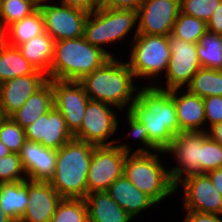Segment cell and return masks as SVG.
Wrapping results in <instances>:
<instances>
[{"label":"cell","instance_id":"19","mask_svg":"<svg viewBox=\"0 0 222 222\" xmlns=\"http://www.w3.org/2000/svg\"><path fill=\"white\" fill-rule=\"evenodd\" d=\"M19 156L28 180L42 182L51 180L56 168L57 150L26 140Z\"/></svg>","mask_w":222,"mask_h":222},{"label":"cell","instance_id":"13","mask_svg":"<svg viewBox=\"0 0 222 222\" xmlns=\"http://www.w3.org/2000/svg\"><path fill=\"white\" fill-rule=\"evenodd\" d=\"M44 31L54 41L75 39L84 36V25L89 13L71 6L47 4L39 9Z\"/></svg>","mask_w":222,"mask_h":222},{"label":"cell","instance_id":"5","mask_svg":"<svg viewBox=\"0 0 222 222\" xmlns=\"http://www.w3.org/2000/svg\"><path fill=\"white\" fill-rule=\"evenodd\" d=\"M123 174L156 204L175 193L169 171L156 153H127Z\"/></svg>","mask_w":222,"mask_h":222},{"label":"cell","instance_id":"3","mask_svg":"<svg viewBox=\"0 0 222 222\" xmlns=\"http://www.w3.org/2000/svg\"><path fill=\"white\" fill-rule=\"evenodd\" d=\"M95 147L72 138L57 150L56 168L49 183L62 198L84 199L88 194L87 175Z\"/></svg>","mask_w":222,"mask_h":222},{"label":"cell","instance_id":"16","mask_svg":"<svg viewBox=\"0 0 222 222\" xmlns=\"http://www.w3.org/2000/svg\"><path fill=\"white\" fill-rule=\"evenodd\" d=\"M24 132L26 140L40 143L44 147L54 150H58L74 138L63 115L54 106L49 112L25 127Z\"/></svg>","mask_w":222,"mask_h":222},{"label":"cell","instance_id":"47","mask_svg":"<svg viewBox=\"0 0 222 222\" xmlns=\"http://www.w3.org/2000/svg\"><path fill=\"white\" fill-rule=\"evenodd\" d=\"M11 151L0 141V158L7 156Z\"/></svg>","mask_w":222,"mask_h":222},{"label":"cell","instance_id":"2","mask_svg":"<svg viewBox=\"0 0 222 222\" xmlns=\"http://www.w3.org/2000/svg\"><path fill=\"white\" fill-rule=\"evenodd\" d=\"M134 79L135 76L128 63L111 57L100 68L85 75L79 82L90 100L116 106L118 110H122L129 103L128 111H130L138 95L137 92L133 93L139 90L134 85Z\"/></svg>","mask_w":222,"mask_h":222},{"label":"cell","instance_id":"35","mask_svg":"<svg viewBox=\"0 0 222 222\" xmlns=\"http://www.w3.org/2000/svg\"><path fill=\"white\" fill-rule=\"evenodd\" d=\"M222 167V145L209 136L201 144V173Z\"/></svg>","mask_w":222,"mask_h":222},{"label":"cell","instance_id":"29","mask_svg":"<svg viewBox=\"0 0 222 222\" xmlns=\"http://www.w3.org/2000/svg\"><path fill=\"white\" fill-rule=\"evenodd\" d=\"M186 86L190 93L201 98L222 96V70L201 67Z\"/></svg>","mask_w":222,"mask_h":222},{"label":"cell","instance_id":"37","mask_svg":"<svg viewBox=\"0 0 222 222\" xmlns=\"http://www.w3.org/2000/svg\"><path fill=\"white\" fill-rule=\"evenodd\" d=\"M127 120L129 124V128L131 129L130 132L132 131L131 135H134L135 138L140 140V142L145 145L146 149L141 147L138 148L137 150L133 151L132 153H151L149 151L152 149L155 152H160V153H165V151H160L158 150L150 141H149V136L147 133V130H145V125H143L130 111H127ZM149 149V150H147Z\"/></svg>","mask_w":222,"mask_h":222},{"label":"cell","instance_id":"17","mask_svg":"<svg viewBox=\"0 0 222 222\" xmlns=\"http://www.w3.org/2000/svg\"><path fill=\"white\" fill-rule=\"evenodd\" d=\"M47 81V74L36 70L33 74L18 76L1 83L0 105L4 110L5 116L11 117Z\"/></svg>","mask_w":222,"mask_h":222},{"label":"cell","instance_id":"32","mask_svg":"<svg viewBox=\"0 0 222 222\" xmlns=\"http://www.w3.org/2000/svg\"><path fill=\"white\" fill-rule=\"evenodd\" d=\"M35 10L31 0H0V23L7 28Z\"/></svg>","mask_w":222,"mask_h":222},{"label":"cell","instance_id":"48","mask_svg":"<svg viewBox=\"0 0 222 222\" xmlns=\"http://www.w3.org/2000/svg\"><path fill=\"white\" fill-rule=\"evenodd\" d=\"M45 1H50V0H31L32 4L34 5V7L36 9H40V8H42L44 6H47V4L44 3Z\"/></svg>","mask_w":222,"mask_h":222},{"label":"cell","instance_id":"24","mask_svg":"<svg viewBox=\"0 0 222 222\" xmlns=\"http://www.w3.org/2000/svg\"><path fill=\"white\" fill-rule=\"evenodd\" d=\"M54 39L45 31L17 46L23 57L37 70L49 74L53 59Z\"/></svg>","mask_w":222,"mask_h":222},{"label":"cell","instance_id":"43","mask_svg":"<svg viewBox=\"0 0 222 222\" xmlns=\"http://www.w3.org/2000/svg\"><path fill=\"white\" fill-rule=\"evenodd\" d=\"M206 174L210 177L212 183L222 195V167L209 171Z\"/></svg>","mask_w":222,"mask_h":222},{"label":"cell","instance_id":"39","mask_svg":"<svg viewBox=\"0 0 222 222\" xmlns=\"http://www.w3.org/2000/svg\"><path fill=\"white\" fill-rule=\"evenodd\" d=\"M187 214L183 222H222L221 216L214 213L196 212L186 210Z\"/></svg>","mask_w":222,"mask_h":222},{"label":"cell","instance_id":"40","mask_svg":"<svg viewBox=\"0 0 222 222\" xmlns=\"http://www.w3.org/2000/svg\"><path fill=\"white\" fill-rule=\"evenodd\" d=\"M144 0H108L104 5L113 9H125L138 11Z\"/></svg>","mask_w":222,"mask_h":222},{"label":"cell","instance_id":"12","mask_svg":"<svg viewBox=\"0 0 222 222\" xmlns=\"http://www.w3.org/2000/svg\"><path fill=\"white\" fill-rule=\"evenodd\" d=\"M180 13V0H144L137 11V34L169 36Z\"/></svg>","mask_w":222,"mask_h":222},{"label":"cell","instance_id":"42","mask_svg":"<svg viewBox=\"0 0 222 222\" xmlns=\"http://www.w3.org/2000/svg\"><path fill=\"white\" fill-rule=\"evenodd\" d=\"M63 5L71 6L92 13L100 6L94 0H61Z\"/></svg>","mask_w":222,"mask_h":222},{"label":"cell","instance_id":"44","mask_svg":"<svg viewBox=\"0 0 222 222\" xmlns=\"http://www.w3.org/2000/svg\"><path fill=\"white\" fill-rule=\"evenodd\" d=\"M210 130H207L208 136L222 145V122L213 125Z\"/></svg>","mask_w":222,"mask_h":222},{"label":"cell","instance_id":"8","mask_svg":"<svg viewBox=\"0 0 222 222\" xmlns=\"http://www.w3.org/2000/svg\"><path fill=\"white\" fill-rule=\"evenodd\" d=\"M127 153H131L128 144L93 149L87 175L88 193L107 191L112 182L123 175Z\"/></svg>","mask_w":222,"mask_h":222},{"label":"cell","instance_id":"15","mask_svg":"<svg viewBox=\"0 0 222 222\" xmlns=\"http://www.w3.org/2000/svg\"><path fill=\"white\" fill-rule=\"evenodd\" d=\"M183 184L184 210L222 215V195L218 192L206 173L193 174L177 183Z\"/></svg>","mask_w":222,"mask_h":222},{"label":"cell","instance_id":"26","mask_svg":"<svg viewBox=\"0 0 222 222\" xmlns=\"http://www.w3.org/2000/svg\"><path fill=\"white\" fill-rule=\"evenodd\" d=\"M36 70L17 47L6 43L0 49V84L18 76L33 74Z\"/></svg>","mask_w":222,"mask_h":222},{"label":"cell","instance_id":"31","mask_svg":"<svg viewBox=\"0 0 222 222\" xmlns=\"http://www.w3.org/2000/svg\"><path fill=\"white\" fill-rule=\"evenodd\" d=\"M50 222H89L85 200L62 198Z\"/></svg>","mask_w":222,"mask_h":222},{"label":"cell","instance_id":"1","mask_svg":"<svg viewBox=\"0 0 222 222\" xmlns=\"http://www.w3.org/2000/svg\"><path fill=\"white\" fill-rule=\"evenodd\" d=\"M137 100L130 112L147 130L149 141L160 151H165L172 139L180 133L174 100L170 90H162L154 85L138 90Z\"/></svg>","mask_w":222,"mask_h":222},{"label":"cell","instance_id":"38","mask_svg":"<svg viewBox=\"0 0 222 222\" xmlns=\"http://www.w3.org/2000/svg\"><path fill=\"white\" fill-rule=\"evenodd\" d=\"M205 123L210 124L209 127L222 122V96H209L203 98ZM207 121V122H206Z\"/></svg>","mask_w":222,"mask_h":222},{"label":"cell","instance_id":"10","mask_svg":"<svg viewBox=\"0 0 222 222\" xmlns=\"http://www.w3.org/2000/svg\"><path fill=\"white\" fill-rule=\"evenodd\" d=\"M208 137L207 131L178 133L165 153L175 156L178 165L169 170L172 183L176 186L183 179L201 173V144Z\"/></svg>","mask_w":222,"mask_h":222},{"label":"cell","instance_id":"33","mask_svg":"<svg viewBox=\"0 0 222 222\" xmlns=\"http://www.w3.org/2000/svg\"><path fill=\"white\" fill-rule=\"evenodd\" d=\"M0 141L12 153H19L26 141L24 129L11 117H7L0 125Z\"/></svg>","mask_w":222,"mask_h":222},{"label":"cell","instance_id":"11","mask_svg":"<svg viewBox=\"0 0 222 222\" xmlns=\"http://www.w3.org/2000/svg\"><path fill=\"white\" fill-rule=\"evenodd\" d=\"M171 56L166 74V88L156 86L162 90H173L188 85L192 77L201 68L197 54V43H190L169 35Z\"/></svg>","mask_w":222,"mask_h":222},{"label":"cell","instance_id":"18","mask_svg":"<svg viewBox=\"0 0 222 222\" xmlns=\"http://www.w3.org/2000/svg\"><path fill=\"white\" fill-rule=\"evenodd\" d=\"M61 200L49 182L28 180V204L19 222H50Z\"/></svg>","mask_w":222,"mask_h":222},{"label":"cell","instance_id":"7","mask_svg":"<svg viewBox=\"0 0 222 222\" xmlns=\"http://www.w3.org/2000/svg\"><path fill=\"white\" fill-rule=\"evenodd\" d=\"M132 44L127 63L135 78H155L167 71L171 56L169 36L137 34Z\"/></svg>","mask_w":222,"mask_h":222},{"label":"cell","instance_id":"20","mask_svg":"<svg viewBox=\"0 0 222 222\" xmlns=\"http://www.w3.org/2000/svg\"><path fill=\"white\" fill-rule=\"evenodd\" d=\"M178 90L180 89L170 90V96L174 100L180 132L205 131L202 129L205 123L203 98L188 90L182 96H178Z\"/></svg>","mask_w":222,"mask_h":222},{"label":"cell","instance_id":"30","mask_svg":"<svg viewBox=\"0 0 222 222\" xmlns=\"http://www.w3.org/2000/svg\"><path fill=\"white\" fill-rule=\"evenodd\" d=\"M206 31L207 24L205 21L180 12L173 25L171 35L190 43H198Z\"/></svg>","mask_w":222,"mask_h":222},{"label":"cell","instance_id":"9","mask_svg":"<svg viewBox=\"0 0 222 222\" xmlns=\"http://www.w3.org/2000/svg\"><path fill=\"white\" fill-rule=\"evenodd\" d=\"M110 106L104 102L89 100L80 129L74 134V138L96 147L116 145L118 141L115 139L106 142L118 128L115 111Z\"/></svg>","mask_w":222,"mask_h":222},{"label":"cell","instance_id":"50","mask_svg":"<svg viewBox=\"0 0 222 222\" xmlns=\"http://www.w3.org/2000/svg\"><path fill=\"white\" fill-rule=\"evenodd\" d=\"M99 6H104L108 0H94Z\"/></svg>","mask_w":222,"mask_h":222},{"label":"cell","instance_id":"23","mask_svg":"<svg viewBox=\"0 0 222 222\" xmlns=\"http://www.w3.org/2000/svg\"><path fill=\"white\" fill-rule=\"evenodd\" d=\"M53 106V90L51 82L48 80L26 100L11 118L24 129L41 115L49 112Z\"/></svg>","mask_w":222,"mask_h":222},{"label":"cell","instance_id":"46","mask_svg":"<svg viewBox=\"0 0 222 222\" xmlns=\"http://www.w3.org/2000/svg\"><path fill=\"white\" fill-rule=\"evenodd\" d=\"M0 222H15L9 215H7L0 207Z\"/></svg>","mask_w":222,"mask_h":222},{"label":"cell","instance_id":"4","mask_svg":"<svg viewBox=\"0 0 222 222\" xmlns=\"http://www.w3.org/2000/svg\"><path fill=\"white\" fill-rule=\"evenodd\" d=\"M111 57L99 47L91 45L84 36L55 41L48 79L80 81L100 68Z\"/></svg>","mask_w":222,"mask_h":222},{"label":"cell","instance_id":"27","mask_svg":"<svg viewBox=\"0 0 222 222\" xmlns=\"http://www.w3.org/2000/svg\"><path fill=\"white\" fill-rule=\"evenodd\" d=\"M44 32L43 17L39 9L6 28L7 44L17 47ZM10 38V39H9Z\"/></svg>","mask_w":222,"mask_h":222},{"label":"cell","instance_id":"25","mask_svg":"<svg viewBox=\"0 0 222 222\" xmlns=\"http://www.w3.org/2000/svg\"><path fill=\"white\" fill-rule=\"evenodd\" d=\"M28 204V179L0 183V207L15 222H19Z\"/></svg>","mask_w":222,"mask_h":222},{"label":"cell","instance_id":"49","mask_svg":"<svg viewBox=\"0 0 222 222\" xmlns=\"http://www.w3.org/2000/svg\"><path fill=\"white\" fill-rule=\"evenodd\" d=\"M7 117L5 116L4 110L2 108V106L0 105V125L2 124V122L6 119Z\"/></svg>","mask_w":222,"mask_h":222},{"label":"cell","instance_id":"36","mask_svg":"<svg viewBox=\"0 0 222 222\" xmlns=\"http://www.w3.org/2000/svg\"><path fill=\"white\" fill-rule=\"evenodd\" d=\"M220 2L221 0H180V12L207 23Z\"/></svg>","mask_w":222,"mask_h":222},{"label":"cell","instance_id":"41","mask_svg":"<svg viewBox=\"0 0 222 222\" xmlns=\"http://www.w3.org/2000/svg\"><path fill=\"white\" fill-rule=\"evenodd\" d=\"M206 24L207 30L222 35V0Z\"/></svg>","mask_w":222,"mask_h":222},{"label":"cell","instance_id":"6","mask_svg":"<svg viewBox=\"0 0 222 222\" xmlns=\"http://www.w3.org/2000/svg\"><path fill=\"white\" fill-rule=\"evenodd\" d=\"M137 11L113 9L100 6L89 13L84 25V38L91 45L103 49L110 57H114L102 47L103 44L120 41L129 34L137 23Z\"/></svg>","mask_w":222,"mask_h":222},{"label":"cell","instance_id":"21","mask_svg":"<svg viewBox=\"0 0 222 222\" xmlns=\"http://www.w3.org/2000/svg\"><path fill=\"white\" fill-rule=\"evenodd\" d=\"M106 192L132 218L146 208L156 205L149 196L138 190L124 174L114 180Z\"/></svg>","mask_w":222,"mask_h":222},{"label":"cell","instance_id":"28","mask_svg":"<svg viewBox=\"0 0 222 222\" xmlns=\"http://www.w3.org/2000/svg\"><path fill=\"white\" fill-rule=\"evenodd\" d=\"M197 54L202 68L222 70V35L207 30L197 43Z\"/></svg>","mask_w":222,"mask_h":222},{"label":"cell","instance_id":"34","mask_svg":"<svg viewBox=\"0 0 222 222\" xmlns=\"http://www.w3.org/2000/svg\"><path fill=\"white\" fill-rule=\"evenodd\" d=\"M25 175L24 177L22 176ZM27 180L19 153H10L0 158V183Z\"/></svg>","mask_w":222,"mask_h":222},{"label":"cell","instance_id":"22","mask_svg":"<svg viewBox=\"0 0 222 222\" xmlns=\"http://www.w3.org/2000/svg\"><path fill=\"white\" fill-rule=\"evenodd\" d=\"M84 200L89 222H130L134 219L106 191L88 193Z\"/></svg>","mask_w":222,"mask_h":222},{"label":"cell","instance_id":"14","mask_svg":"<svg viewBox=\"0 0 222 222\" xmlns=\"http://www.w3.org/2000/svg\"><path fill=\"white\" fill-rule=\"evenodd\" d=\"M48 80L52 85L54 107L61 112L74 135L80 129L90 99L79 81Z\"/></svg>","mask_w":222,"mask_h":222},{"label":"cell","instance_id":"45","mask_svg":"<svg viewBox=\"0 0 222 222\" xmlns=\"http://www.w3.org/2000/svg\"><path fill=\"white\" fill-rule=\"evenodd\" d=\"M7 43L6 28L0 23V49Z\"/></svg>","mask_w":222,"mask_h":222}]
</instances>
